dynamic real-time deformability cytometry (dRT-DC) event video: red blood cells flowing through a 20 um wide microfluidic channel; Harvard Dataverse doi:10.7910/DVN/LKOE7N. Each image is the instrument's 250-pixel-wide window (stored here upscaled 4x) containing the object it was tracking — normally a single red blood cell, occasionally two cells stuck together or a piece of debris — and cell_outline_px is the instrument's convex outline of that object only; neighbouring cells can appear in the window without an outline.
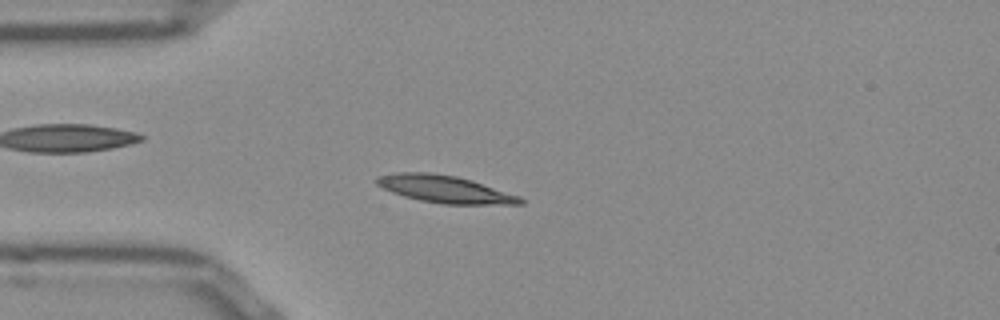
{"species": "Egyptian fruit bat (a non-hibernating species)", "species_latin": "Rousettus aegyptiacus", "temperature_condition": "room temperature", "stored_images_in_passage": 52, "camera_frame_rate_fps": 3000, "um_per_image_px": 0.085, "frame": {"image": 1, "passage_image": 13, "time_ms": 4.0, "image_size_px": [1000, 320], "cell_outline_px": [[524, 204], [444, 204], [420, 200], [404, 196], [392, 192], [376, 184], [376, 176], [396, 172], [432, 172], [456, 176], [472, 180], [520, 196], [524, 200]], "centroid_in_image_um": [37.81, 16.07], "position_along_channel_um": 47.2, "area_um2": 22.83}}
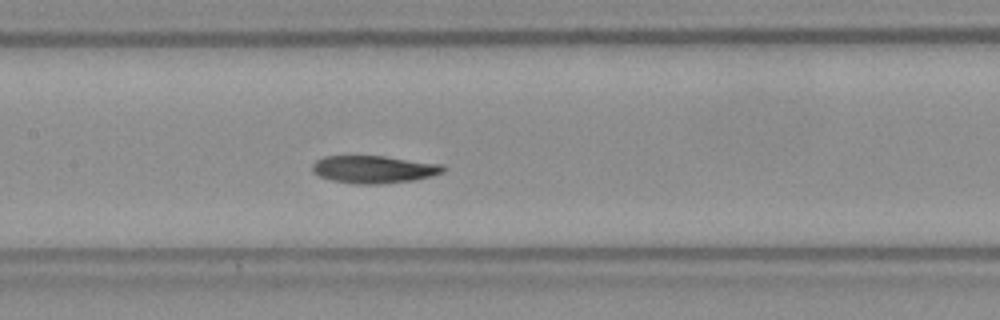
{"frame": {"image": 2, "passage_image": 24, "time_ms": 7.667, "image_size_px": [1000, 320], "cell_outline_px": [[444, 172], [432, 176], [416, 180], [380, 184], [352, 184], [332, 180], [320, 176], [312, 172], [312, 164], [316, 160], [324, 156], [384, 156], [444, 164]], "centroid_in_image_um": [31.79, 14.4], "position_along_channel_um": 175.6, "area_um2": 21.21}}
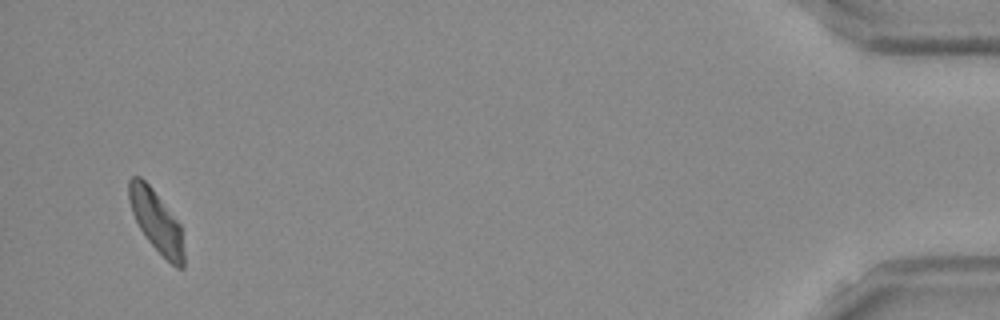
{"frame": {"image": 3, "passage_image": 50, "time_ms": 16.333, "image_size_px": [1000, 320], "cell_outline_px": [[184, 268], [176, 268], [148, 240], [140, 228], [132, 212], [128, 200], [128, 180], [132, 176], [140, 176], [152, 188], [180, 224], [184, 252]], "centroid_in_image_um": [13.28, 18.78], "position_along_channel_um": 421.9, "area_um2": 19.42}, "authors_computed_cell_mechanics": {"area_um2": 20.8369, "velocity_mm_per_s": 3.8359, "shape_relaxation_time_tau1_ms": 4.5028, "shape_relaxation_time_tau2_ms": 4.4973, "deformation_change_tau1": 0.1503, "deformation_change_tau2": 0.0838}}